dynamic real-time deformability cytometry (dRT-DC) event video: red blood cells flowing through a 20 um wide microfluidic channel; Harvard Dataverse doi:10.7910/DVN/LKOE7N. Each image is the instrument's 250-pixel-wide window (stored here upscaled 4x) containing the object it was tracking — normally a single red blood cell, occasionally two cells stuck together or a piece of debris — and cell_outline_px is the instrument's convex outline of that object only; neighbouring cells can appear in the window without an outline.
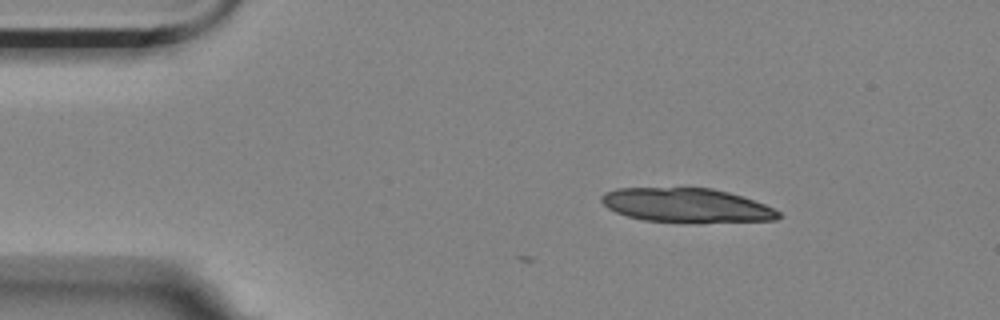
{"species": "Egyptian fruit bat (a non-hibernating species)", "species_latin": "Rousettus aegyptiacus", "temperature_condition": "room temperature", "stored_images_in_passage": 5, "camera_frame_rate_fps": 3000, "um_per_image_px": 0.085, "animal": {"sex": "female"}, "frame": {"image": 1, "passage_image": 1, "time_ms": 0.0, "image_size_px": [1000, 320], "cell_outline_px": [[780, 216], [776, 220], [644, 220], [628, 216], [616, 212], [608, 208], [600, 200], [600, 196], [604, 192], [616, 188], [712, 188], [728, 192], [764, 204], [780, 212]], "centroid_in_image_um": [58.26, 17.4], "position_along_channel_um": 26.7, "area_um2": 33.81}}